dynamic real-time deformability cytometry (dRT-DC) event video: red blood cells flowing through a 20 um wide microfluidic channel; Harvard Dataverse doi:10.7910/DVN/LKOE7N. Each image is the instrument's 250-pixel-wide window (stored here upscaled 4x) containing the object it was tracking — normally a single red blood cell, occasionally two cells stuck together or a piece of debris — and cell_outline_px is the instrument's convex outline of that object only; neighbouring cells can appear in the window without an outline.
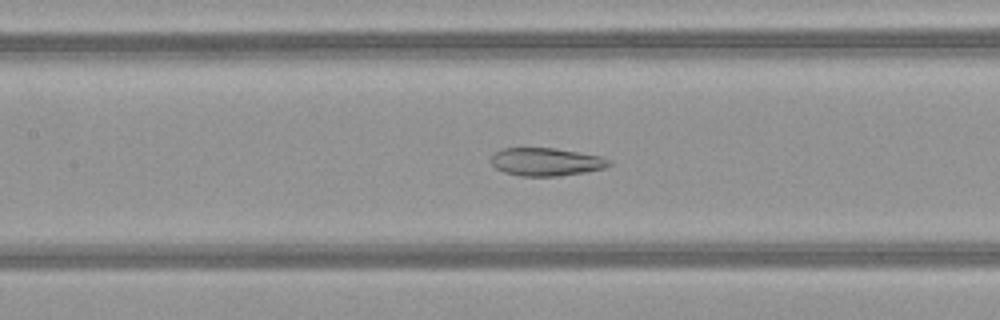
{"species": "common noctule bat (a hibernating species)", "species_latin": "Nyctalus noctula", "temperature_condition": "warm", "stored_images_in_passage": 49, "camera_frame_rate_fps": 3000, "um_per_image_px": 0.085, "animal": {"sex": "female", "body_mass_g": 21.9}, "frame": {"image": 1, "passage_image": 22, "time_ms": 7.0, "image_size_px": [1000, 320], "cell_outline_px": [[612, 164], [604, 168], [584, 172], [560, 176], [520, 176], [504, 172], [496, 168], [492, 164], [492, 152], [500, 148], [556, 148], [600, 156], [612, 160]], "centroid_in_image_um": [46.41, 13.75], "position_along_channel_um": 161.0, "area_um2": 19.36}}
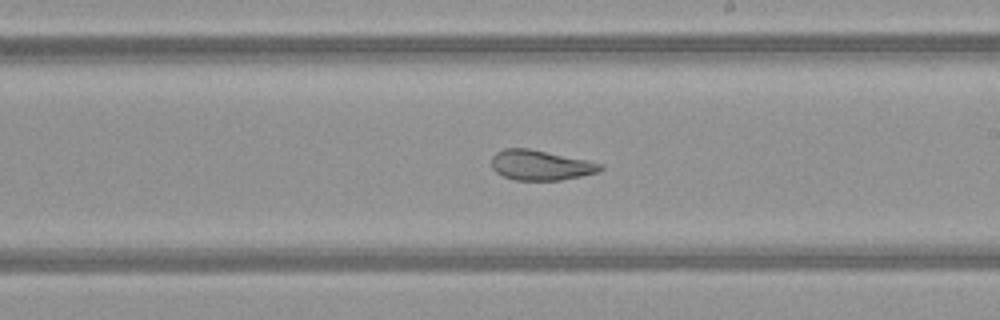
{"frame": {"image": 2, "passage_image": 28, "time_ms": 9.0, "image_size_px": [1000, 320], "cell_outline_px": [[604, 168], [600, 172], [560, 180], [516, 180], [504, 176], [496, 172], [492, 168], [492, 156], [496, 152], [504, 148], [528, 148], [604, 164]], "centroid_in_image_um": [45.95, 14.04], "position_along_channel_um": 243.1, "area_um2": 18.96}}
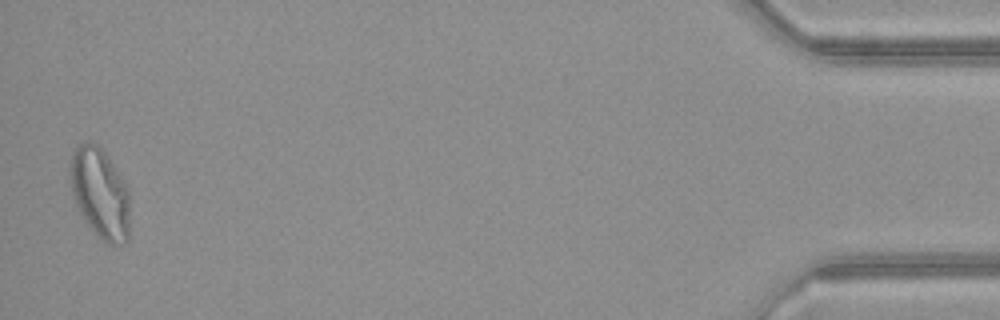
{"frame": {"image": 3, "passage_image": 48, "time_ms": 15.667, "image_size_px": [1000, 320], "cell_outline_px": [[128, 240], [124, 244], [108, 244], [96, 236], [84, 220], [76, 204], [72, 192], [68, 176], [68, 164], [72, 152], [76, 144], [84, 140], [88, 140], [96, 144], [108, 156], [128, 188]], "centroid_in_image_um": [8.44, 16.38], "position_along_channel_um": 426.8, "area_um2": 31.91}, "authors_computed_cell_mechanics": {"area_um2": 25.7788, "velocity_mm_per_s": 4.115, "shape_relaxation_time_tau1_ms": null, "shape_relaxation_time_tau2_ms": 2.0211, "deformation_change_tau1": null, "deformation_change_tau2": 0.096}}